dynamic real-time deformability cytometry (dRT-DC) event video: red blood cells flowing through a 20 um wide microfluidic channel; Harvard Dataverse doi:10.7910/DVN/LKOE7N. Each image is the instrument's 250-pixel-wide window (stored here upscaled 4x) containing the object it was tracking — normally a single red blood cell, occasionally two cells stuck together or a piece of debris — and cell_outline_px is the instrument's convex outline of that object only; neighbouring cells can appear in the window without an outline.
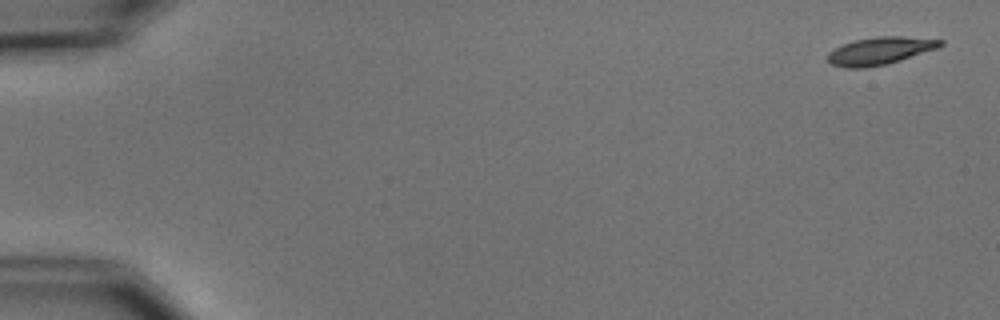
{"species": "common noctule bat (a hibernating species)", "species_latin": "Nyctalus noctula", "temperature_condition": "cold", "stored_images_in_passage": 6, "camera_frame_rate_fps": 3000, "um_per_image_px": 0.085, "animal": {"sex": "male", "body_mass_g": 15.6}, "frame": {"image": 1, "passage_image": 1, "time_ms": 0.0, "image_size_px": [1000, 320], "cell_outline_px": [[944, 44], [936, 48], [888, 64], [864, 68], [844, 68], [832, 64], [828, 60], [828, 52], [844, 44], [856, 40], [876, 36], [900, 36], [944, 40]], "centroid_in_image_um": [74.79, 4.32], "position_along_channel_um": 10.2, "area_um2": 17.86}}
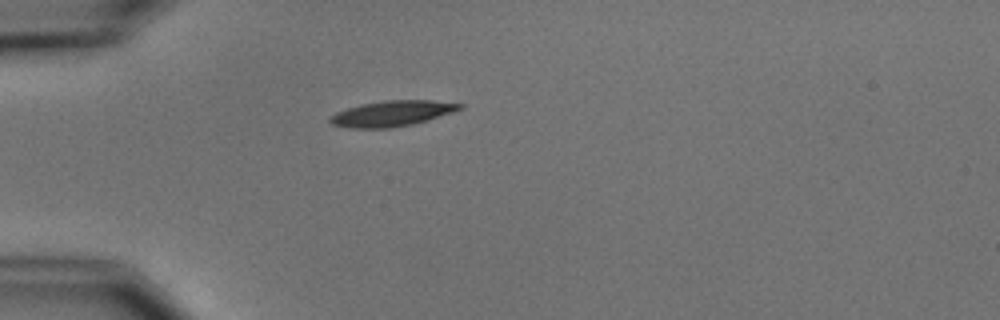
{"frame": {"image": 2, "passage_image": 5, "time_ms": 4.667, "image_size_px": [1000, 320], "cell_outline_px": [[464, 108], [428, 120], [412, 124], [392, 128], [352, 128], [332, 124], [328, 120], [328, 116], [336, 112], [360, 104], [384, 100], [432, 100], [464, 104]], "centroid_in_image_um": [33.31, 9.64], "position_along_channel_um": 51.7, "area_um2": 19.42}}